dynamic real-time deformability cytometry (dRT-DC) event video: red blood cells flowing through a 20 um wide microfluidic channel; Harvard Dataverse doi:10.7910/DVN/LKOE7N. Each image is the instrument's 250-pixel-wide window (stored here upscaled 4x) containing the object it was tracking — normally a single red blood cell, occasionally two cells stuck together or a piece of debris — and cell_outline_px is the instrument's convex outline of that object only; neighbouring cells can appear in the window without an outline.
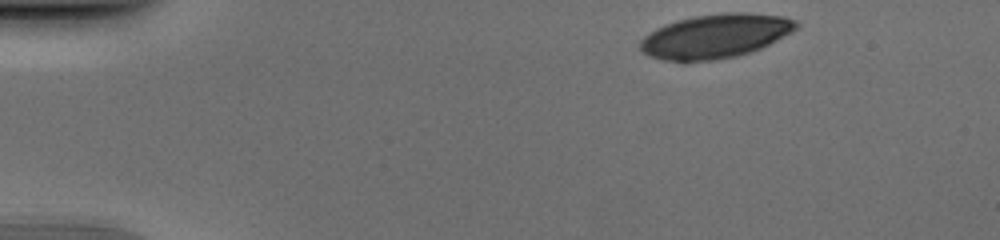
{"species": "human", "species_latin": "Homo sapiens", "temperature_condition": "cold", "stored_images_in_passage": 45, "camera_frame_rate_fps": 3000, "um_per_image_px": 0.085, "donor": {"sex": "male"}, "frame": {"image": 1, "passage_image": 1, "time_ms": 0.0, "image_size_px": [1000, 240], "cell_outline_px": [[800, 24], [792, 32], [760, 48], [736, 56], [716, 60], [684, 64], [664, 60], [648, 56], [640, 48], [640, 40], [648, 32], [664, 24], [676, 20], [692, 16], [724, 12], [748, 12], [784, 16], [796, 20]], "centroid_in_image_um": [60.76, 3.08], "position_along_channel_um": 24.2, "area_um2": 40.81}}
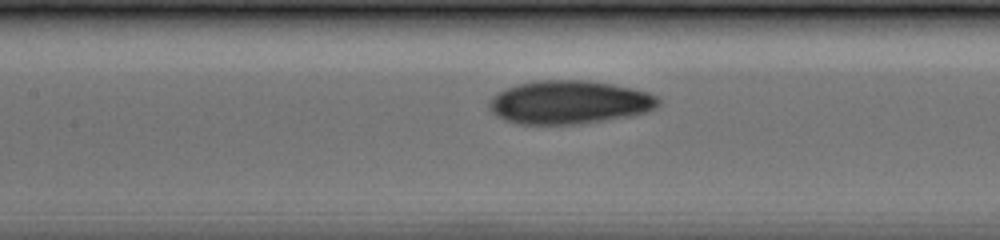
{"frame": {"image": 2, "passage_image": 18, "time_ms": 5.667, "image_size_px": [1000, 240], "cell_outline_px": [[660, 104], [656, 108], [644, 112], [628, 116], [572, 124], [520, 124], [504, 120], [492, 112], [488, 108], [488, 104], [492, 96], [496, 92], [516, 84], [536, 80], [584, 80], [612, 84], [632, 88], [648, 92], [656, 96], [660, 100]], "centroid_in_image_um": [48.34, 8.68], "position_along_channel_um": 159.1, "area_um2": 42.66}}
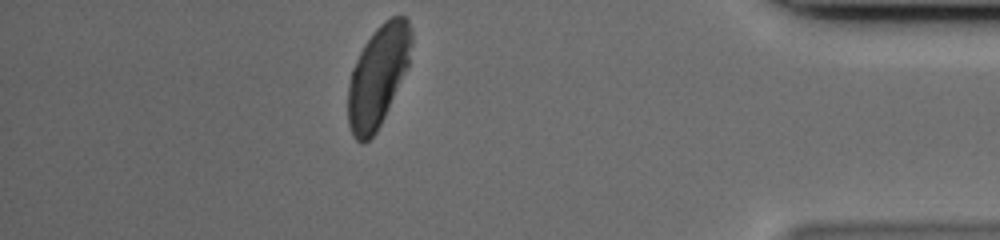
{"frame": {"image": 3, "passage_image": 39, "time_ms": 12.667, "image_size_px": [1000, 240], "cell_outline_px": [[412, 44], [408, 68], [376, 132], [364, 144], [360, 144], [352, 136], [348, 124], [348, 84], [352, 68], [364, 44], [372, 32], [384, 20], [392, 16], [404, 16], [408, 20], [412, 32]], "centroid_in_image_um": [32.12, 6.46], "position_along_channel_um": 403.1, "area_um2": 37.51}}